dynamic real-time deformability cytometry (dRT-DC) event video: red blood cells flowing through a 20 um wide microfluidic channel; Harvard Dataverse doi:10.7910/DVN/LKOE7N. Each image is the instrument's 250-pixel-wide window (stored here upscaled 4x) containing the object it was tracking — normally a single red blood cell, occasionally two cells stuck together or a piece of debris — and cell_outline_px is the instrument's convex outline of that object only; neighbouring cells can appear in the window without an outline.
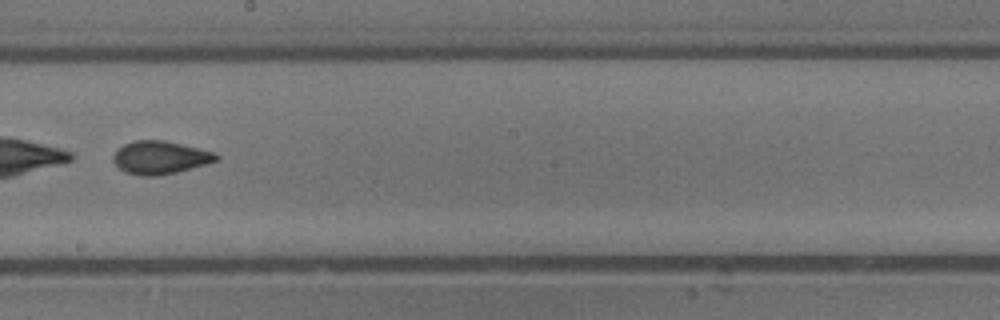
{"species": "common noctule bat (a hibernating species)", "species_latin": "Nyctalus noctula", "temperature_condition": "cold", "stored_images_in_passage": 10, "camera_frame_rate_fps": 3000, "um_per_image_px": 0.085, "animal": {"sex": "male", "body_mass_g": 13.3}, "frame": {"image": 1, "passage_image": 9, "time_ms": 2.667, "image_size_px": [1000, 320], "cell_outline_px": [[220, 156], [216, 160], [204, 164], [176, 172], [156, 176], [140, 176], [124, 172], [112, 160], [112, 156], [124, 144], [136, 140], [164, 140], [216, 152]], "centroid_in_image_um": [13.6, 13.39], "position_along_channel_um": 234.6, "area_um2": 19.65}}
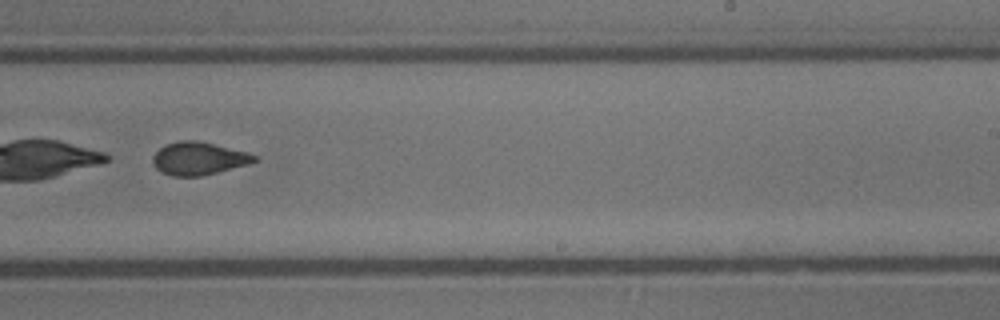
{"frame": {"image": 2, "passage_image": 10, "time_ms": 3.0, "image_size_px": [1000, 320], "cell_outline_px": [[256, 160], [248, 164], [200, 176], [172, 176], [160, 172], [152, 164], [152, 156], [164, 144], [180, 140], [196, 140], [248, 152], [256, 156]], "centroid_in_image_um": [16.82, 13.46], "position_along_channel_um": 272.2, "area_um2": 19.36}}